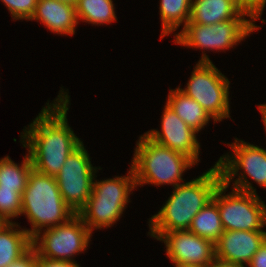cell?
<instances>
[{
    "label": "cell",
    "mask_w": 266,
    "mask_h": 267,
    "mask_svg": "<svg viewBox=\"0 0 266 267\" xmlns=\"http://www.w3.org/2000/svg\"><path fill=\"white\" fill-rule=\"evenodd\" d=\"M207 267H245L215 258Z\"/></svg>",
    "instance_id": "cell-30"
},
{
    "label": "cell",
    "mask_w": 266,
    "mask_h": 267,
    "mask_svg": "<svg viewBox=\"0 0 266 267\" xmlns=\"http://www.w3.org/2000/svg\"><path fill=\"white\" fill-rule=\"evenodd\" d=\"M22 214L32 226L31 229L25 228L32 238L43 227L47 229L63 224L76 213L63 200L55 177L32 169L22 194Z\"/></svg>",
    "instance_id": "cell-3"
},
{
    "label": "cell",
    "mask_w": 266,
    "mask_h": 267,
    "mask_svg": "<svg viewBox=\"0 0 266 267\" xmlns=\"http://www.w3.org/2000/svg\"><path fill=\"white\" fill-rule=\"evenodd\" d=\"M229 188L223 181L217 186L212 198L216 201L224 230L264 231L266 205L259 195Z\"/></svg>",
    "instance_id": "cell-9"
},
{
    "label": "cell",
    "mask_w": 266,
    "mask_h": 267,
    "mask_svg": "<svg viewBox=\"0 0 266 267\" xmlns=\"http://www.w3.org/2000/svg\"><path fill=\"white\" fill-rule=\"evenodd\" d=\"M20 229V225L15 221L1 226L0 267H8L32 248L31 237L28 232L25 229Z\"/></svg>",
    "instance_id": "cell-17"
},
{
    "label": "cell",
    "mask_w": 266,
    "mask_h": 267,
    "mask_svg": "<svg viewBox=\"0 0 266 267\" xmlns=\"http://www.w3.org/2000/svg\"><path fill=\"white\" fill-rule=\"evenodd\" d=\"M36 267H80L78 263L55 261L37 257Z\"/></svg>",
    "instance_id": "cell-28"
},
{
    "label": "cell",
    "mask_w": 266,
    "mask_h": 267,
    "mask_svg": "<svg viewBox=\"0 0 266 267\" xmlns=\"http://www.w3.org/2000/svg\"><path fill=\"white\" fill-rule=\"evenodd\" d=\"M83 142L65 160L55 175L58 188L65 203L76 213L86 205L92 193L95 173L101 168L92 166Z\"/></svg>",
    "instance_id": "cell-10"
},
{
    "label": "cell",
    "mask_w": 266,
    "mask_h": 267,
    "mask_svg": "<svg viewBox=\"0 0 266 267\" xmlns=\"http://www.w3.org/2000/svg\"><path fill=\"white\" fill-rule=\"evenodd\" d=\"M37 255L31 248L24 256L8 267H36Z\"/></svg>",
    "instance_id": "cell-27"
},
{
    "label": "cell",
    "mask_w": 266,
    "mask_h": 267,
    "mask_svg": "<svg viewBox=\"0 0 266 267\" xmlns=\"http://www.w3.org/2000/svg\"><path fill=\"white\" fill-rule=\"evenodd\" d=\"M132 164L136 187L145 184L173 185L183 183V173L197 165L186 155L159 145L145 134L139 137Z\"/></svg>",
    "instance_id": "cell-4"
},
{
    "label": "cell",
    "mask_w": 266,
    "mask_h": 267,
    "mask_svg": "<svg viewBox=\"0 0 266 267\" xmlns=\"http://www.w3.org/2000/svg\"><path fill=\"white\" fill-rule=\"evenodd\" d=\"M255 20V18L232 19L214 25L186 24L174 35V43L206 51L229 50L262 27L256 25Z\"/></svg>",
    "instance_id": "cell-7"
},
{
    "label": "cell",
    "mask_w": 266,
    "mask_h": 267,
    "mask_svg": "<svg viewBox=\"0 0 266 267\" xmlns=\"http://www.w3.org/2000/svg\"><path fill=\"white\" fill-rule=\"evenodd\" d=\"M192 0H160V19L162 32L160 39L176 31L189 22Z\"/></svg>",
    "instance_id": "cell-22"
},
{
    "label": "cell",
    "mask_w": 266,
    "mask_h": 267,
    "mask_svg": "<svg viewBox=\"0 0 266 267\" xmlns=\"http://www.w3.org/2000/svg\"><path fill=\"white\" fill-rule=\"evenodd\" d=\"M14 20H29L35 12L38 0H1Z\"/></svg>",
    "instance_id": "cell-25"
},
{
    "label": "cell",
    "mask_w": 266,
    "mask_h": 267,
    "mask_svg": "<svg viewBox=\"0 0 266 267\" xmlns=\"http://www.w3.org/2000/svg\"><path fill=\"white\" fill-rule=\"evenodd\" d=\"M248 266L249 267H266V240L260 246L259 250L254 254Z\"/></svg>",
    "instance_id": "cell-29"
},
{
    "label": "cell",
    "mask_w": 266,
    "mask_h": 267,
    "mask_svg": "<svg viewBox=\"0 0 266 267\" xmlns=\"http://www.w3.org/2000/svg\"><path fill=\"white\" fill-rule=\"evenodd\" d=\"M21 209L22 193L0 187V217L6 223H12V219L21 216Z\"/></svg>",
    "instance_id": "cell-24"
},
{
    "label": "cell",
    "mask_w": 266,
    "mask_h": 267,
    "mask_svg": "<svg viewBox=\"0 0 266 267\" xmlns=\"http://www.w3.org/2000/svg\"><path fill=\"white\" fill-rule=\"evenodd\" d=\"M161 118V132L152 129L144 134L155 143L180 152L198 164L201 147L196 137L198 132L189 127L167 104Z\"/></svg>",
    "instance_id": "cell-11"
},
{
    "label": "cell",
    "mask_w": 266,
    "mask_h": 267,
    "mask_svg": "<svg viewBox=\"0 0 266 267\" xmlns=\"http://www.w3.org/2000/svg\"><path fill=\"white\" fill-rule=\"evenodd\" d=\"M64 90L61 88L53 103H46L20 136V142L31 158L32 168L54 177L67 157L83 142L68 124L70 96Z\"/></svg>",
    "instance_id": "cell-1"
},
{
    "label": "cell",
    "mask_w": 266,
    "mask_h": 267,
    "mask_svg": "<svg viewBox=\"0 0 266 267\" xmlns=\"http://www.w3.org/2000/svg\"><path fill=\"white\" fill-rule=\"evenodd\" d=\"M64 1L72 2L75 4L78 0H64Z\"/></svg>",
    "instance_id": "cell-34"
},
{
    "label": "cell",
    "mask_w": 266,
    "mask_h": 267,
    "mask_svg": "<svg viewBox=\"0 0 266 267\" xmlns=\"http://www.w3.org/2000/svg\"><path fill=\"white\" fill-rule=\"evenodd\" d=\"M222 181L215 165L199 177L178 184L159 212L149 218L148 234L159 240L166 232L189 230L195 215L212 199Z\"/></svg>",
    "instance_id": "cell-2"
},
{
    "label": "cell",
    "mask_w": 266,
    "mask_h": 267,
    "mask_svg": "<svg viewBox=\"0 0 266 267\" xmlns=\"http://www.w3.org/2000/svg\"><path fill=\"white\" fill-rule=\"evenodd\" d=\"M258 109L262 114V121L264 124V129L266 131V104H259Z\"/></svg>",
    "instance_id": "cell-31"
},
{
    "label": "cell",
    "mask_w": 266,
    "mask_h": 267,
    "mask_svg": "<svg viewBox=\"0 0 266 267\" xmlns=\"http://www.w3.org/2000/svg\"><path fill=\"white\" fill-rule=\"evenodd\" d=\"M234 139V143H227L234 154L226 153L216 162L221 171L222 181L228 186L234 181L232 188L257 195L256 188L248 181L247 176L260 187L266 188V149L238 138ZM236 176L238 177L232 180Z\"/></svg>",
    "instance_id": "cell-6"
},
{
    "label": "cell",
    "mask_w": 266,
    "mask_h": 267,
    "mask_svg": "<svg viewBox=\"0 0 266 267\" xmlns=\"http://www.w3.org/2000/svg\"><path fill=\"white\" fill-rule=\"evenodd\" d=\"M191 128L199 132L212 118L194 99L185 95L179 88L170 89L166 103Z\"/></svg>",
    "instance_id": "cell-18"
},
{
    "label": "cell",
    "mask_w": 266,
    "mask_h": 267,
    "mask_svg": "<svg viewBox=\"0 0 266 267\" xmlns=\"http://www.w3.org/2000/svg\"><path fill=\"white\" fill-rule=\"evenodd\" d=\"M173 264H174V267H204L201 265H194V264H176V263H173Z\"/></svg>",
    "instance_id": "cell-32"
},
{
    "label": "cell",
    "mask_w": 266,
    "mask_h": 267,
    "mask_svg": "<svg viewBox=\"0 0 266 267\" xmlns=\"http://www.w3.org/2000/svg\"><path fill=\"white\" fill-rule=\"evenodd\" d=\"M202 51L186 88L178 87L188 97L197 101L210 115L214 123L230 118V81Z\"/></svg>",
    "instance_id": "cell-5"
},
{
    "label": "cell",
    "mask_w": 266,
    "mask_h": 267,
    "mask_svg": "<svg viewBox=\"0 0 266 267\" xmlns=\"http://www.w3.org/2000/svg\"><path fill=\"white\" fill-rule=\"evenodd\" d=\"M248 17L254 18L238 3V0H192L190 19L187 24L214 25Z\"/></svg>",
    "instance_id": "cell-15"
},
{
    "label": "cell",
    "mask_w": 266,
    "mask_h": 267,
    "mask_svg": "<svg viewBox=\"0 0 266 267\" xmlns=\"http://www.w3.org/2000/svg\"><path fill=\"white\" fill-rule=\"evenodd\" d=\"M75 8L78 22L100 26L117 20L113 0H78Z\"/></svg>",
    "instance_id": "cell-23"
},
{
    "label": "cell",
    "mask_w": 266,
    "mask_h": 267,
    "mask_svg": "<svg viewBox=\"0 0 266 267\" xmlns=\"http://www.w3.org/2000/svg\"><path fill=\"white\" fill-rule=\"evenodd\" d=\"M158 241L164 242L172 263L207 267L215 259V244L189 230L166 232Z\"/></svg>",
    "instance_id": "cell-12"
},
{
    "label": "cell",
    "mask_w": 266,
    "mask_h": 267,
    "mask_svg": "<svg viewBox=\"0 0 266 267\" xmlns=\"http://www.w3.org/2000/svg\"><path fill=\"white\" fill-rule=\"evenodd\" d=\"M30 20L41 21L52 33L70 36L79 24L75 4L64 0H38Z\"/></svg>",
    "instance_id": "cell-14"
},
{
    "label": "cell",
    "mask_w": 266,
    "mask_h": 267,
    "mask_svg": "<svg viewBox=\"0 0 266 267\" xmlns=\"http://www.w3.org/2000/svg\"><path fill=\"white\" fill-rule=\"evenodd\" d=\"M94 177L91 196L94 199L108 202H130V194L135 189V177L132 167L127 176H115L104 180Z\"/></svg>",
    "instance_id": "cell-19"
},
{
    "label": "cell",
    "mask_w": 266,
    "mask_h": 267,
    "mask_svg": "<svg viewBox=\"0 0 266 267\" xmlns=\"http://www.w3.org/2000/svg\"><path fill=\"white\" fill-rule=\"evenodd\" d=\"M189 231L214 244L219 240L224 228L218 205L213 198L195 215Z\"/></svg>",
    "instance_id": "cell-20"
},
{
    "label": "cell",
    "mask_w": 266,
    "mask_h": 267,
    "mask_svg": "<svg viewBox=\"0 0 266 267\" xmlns=\"http://www.w3.org/2000/svg\"><path fill=\"white\" fill-rule=\"evenodd\" d=\"M21 164H16L9 156L0 159V187L14 189L23 194L30 171L31 158L27 153Z\"/></svg>",
    "instance_id": "cell-21"
},
{
    "label": "cell",
    "mask_w": 266,
    "mask_h": 267,
    "mask_svg": "<svg viewBox=\"0 0 266 267\" xmlns=\"http://www.w3.org/2000/svg\"><path fill=\"white\" fill-rule=\"evenodd\" d=\"M6 222L0 217V228L3 224H5Z\"/></svg>",
    "instance_id": "cell-33"
},
{
    "label": "cell",
    "mask_w": 266,
    "mask_h": 267,
    "mask_svg": "<svg viewBox=\"0 0 266 267\" xmlns=\"http://www.w3.org/2000/svg\"><path fill=\"white\" fill-rule=\"evenodd\" d=\"M42 231L31 238L37 257L72 263H76L73 259L76 254L86 250L92 236L78 214L63 224Z\"/></svg>",
    "instance_id": "cell-8"
},
{
    "label": "cell",
    "mask_w": 266,
    "mask_h": 267,
    "mask_svg": "<svg viewBox=\"0 0 266 267\" xmlns=\"http://www.w3.org/2000/svg\"><path fill=\"white\" fill-rule=\"evenodd\" d=\"M128 202H108L94 199L91 195L78 215L91 233L94 229L109 228L120 220Z\"/></svg>",
    "instance_id": "cell-16"
},
{
    "label": "cell",
    "mask_w": 266,
    "mask_h": 267,
    "mask_svg": "<svg viewBox=\"0 0 266 267\" xmlns=\"http://www.w3.org/2000/svg\"><path fill=\"white\" fill-rule=\"evenodd\" d=\"M266 240V231L224 230L215 243V258L247 265Z\"/></svg>",
    "instance_id": "cell-13"
},
{
    "label": "cell",
    "mask_w": 266,
    "mask_h": 267,
    "mask_svg": "<svg viewBox=\"0 0 266 267\" xmlns=\"http://www.w3.org/2000/svg\"><path fill=\"white\" fill-rule=\"evenodd\" d=\"M238 3L248 11L256 20L261 19L266 0H238Z\"/></svg>",
    "instance_id": "cell-26"
}]
</instances>
